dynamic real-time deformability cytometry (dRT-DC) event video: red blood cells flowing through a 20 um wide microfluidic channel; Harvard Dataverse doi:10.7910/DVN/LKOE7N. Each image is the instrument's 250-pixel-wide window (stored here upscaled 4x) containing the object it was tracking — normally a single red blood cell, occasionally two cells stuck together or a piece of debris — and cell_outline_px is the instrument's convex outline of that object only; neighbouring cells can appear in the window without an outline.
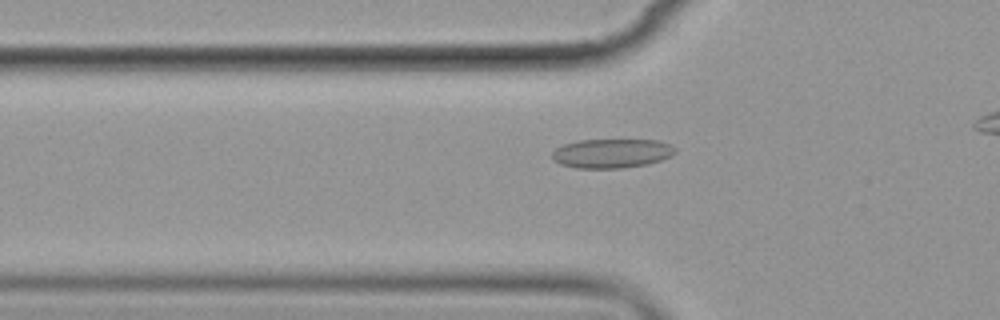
{"species": "common noctule bat (a hibernating species)", "species_latin": "Nyctalus noctula", "temperature_condition": "cold", "stored_images_in_passage": 5, "camera_frame_rate_fps": 3000, "um_per_image_px": 0.085, "animal": {"sex": "female", "body_mass_g": 19.9}, "frame": {"image": 1, "passage_image": 5, "time_ms": 4.667, "image_size_px": [1000, 320], "cell_outline_px": [[676, 152], [672, 156], [648, 164], [620, 168], [576, 168], [560, 164], [552, 160], [552, 152], [556, 148], [564, 144], [576, 140], [656, 140], [668, 144], [676, 148]], "centroid_in_image_um": [51.97, 13.04], "position_along_channel_um": 73.8, "area_um2": 20.98}}